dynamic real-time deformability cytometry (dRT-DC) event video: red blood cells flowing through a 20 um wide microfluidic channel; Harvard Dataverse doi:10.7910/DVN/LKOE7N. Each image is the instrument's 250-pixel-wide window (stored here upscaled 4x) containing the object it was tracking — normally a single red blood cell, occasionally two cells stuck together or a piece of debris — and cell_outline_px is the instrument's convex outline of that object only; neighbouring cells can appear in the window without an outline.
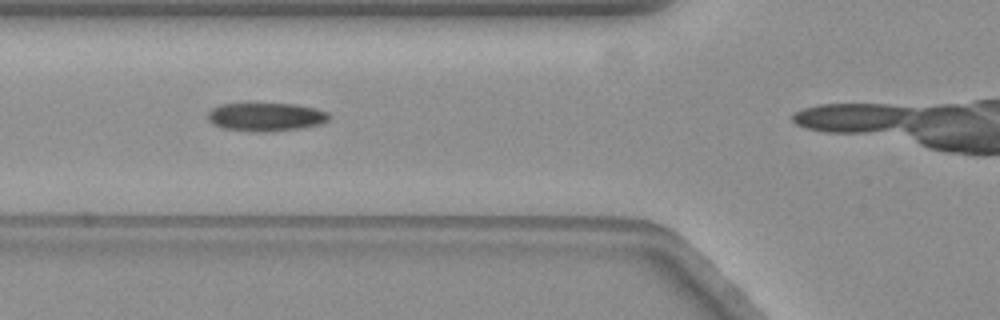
{"species": "common noctule bat (a hibernating species)", "species_latin": "Nyctalus noctula", "temperature_condition": "warm", "stored_images_in_passage": 11, "camera_frame_rate_fps": 3000, "um_per_image_px": 0.085, "animal": {"sex": "female", "body_mass_g": 19.3, "forearm_length_mm": 54.1}, "frame": {"image": 1, "passage_image": 7, "time_ms": 2.0, "image_size_px": [1000, 320], "cell_outline_px": [[328, 120], [320, 124], [300, 128], [268, 132], [252, 132], [220, 128], [212, 124], [208, 120], [208, 112], [212, 108], [220, 104], [296, 104], [316, 108], [328, 112]], "centroid_in_image_um": [22.56, 9.95], "position_along_channel_um": 103.2, "area_um2": 20.17}}